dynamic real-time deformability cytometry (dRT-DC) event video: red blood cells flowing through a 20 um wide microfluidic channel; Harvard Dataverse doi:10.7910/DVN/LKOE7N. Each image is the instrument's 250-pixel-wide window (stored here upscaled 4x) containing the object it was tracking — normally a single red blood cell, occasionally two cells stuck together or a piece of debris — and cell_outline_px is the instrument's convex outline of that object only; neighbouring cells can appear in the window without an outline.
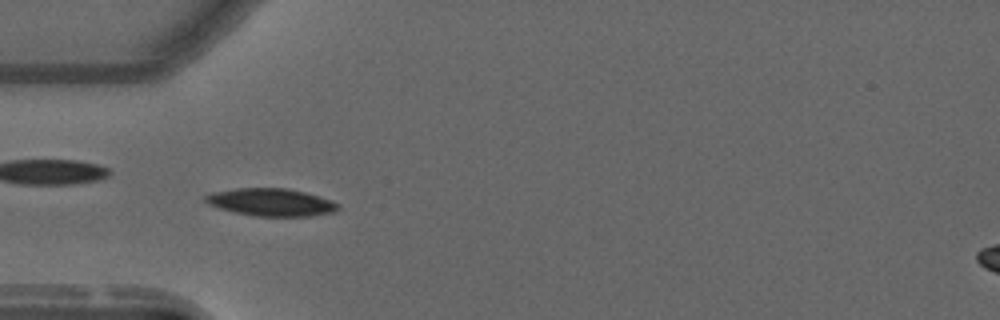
{"species": "common noctule bat (a hibernating species)", "species_latin": "Nyctalus noctula", "temperature_condition": "warm", "stored_images_in_passage": 8, "camera_frame_rate_fps": 3000, "um_per_image_px": 0.085, "animal": {"sex": "male", "forearm_length_mm": 52.5}, "frame": {"image": 1, "passage_image": 5, "time_ms": 1.333, "image_size_px": [1000, 320], "cell_outline_px": [[340, 208], [336, 212], [312, 216], [252, 216], [220, 208], [208, 204], [204, 200], [204, 196], [212, 192], [236, 188], [288, 188], [304, 192], [332, 200], [340, 204]], "centroid_in_image_um": [23.08, 17.19], "position_along_channel_um": 61.9, "area_um2": 21.44}}